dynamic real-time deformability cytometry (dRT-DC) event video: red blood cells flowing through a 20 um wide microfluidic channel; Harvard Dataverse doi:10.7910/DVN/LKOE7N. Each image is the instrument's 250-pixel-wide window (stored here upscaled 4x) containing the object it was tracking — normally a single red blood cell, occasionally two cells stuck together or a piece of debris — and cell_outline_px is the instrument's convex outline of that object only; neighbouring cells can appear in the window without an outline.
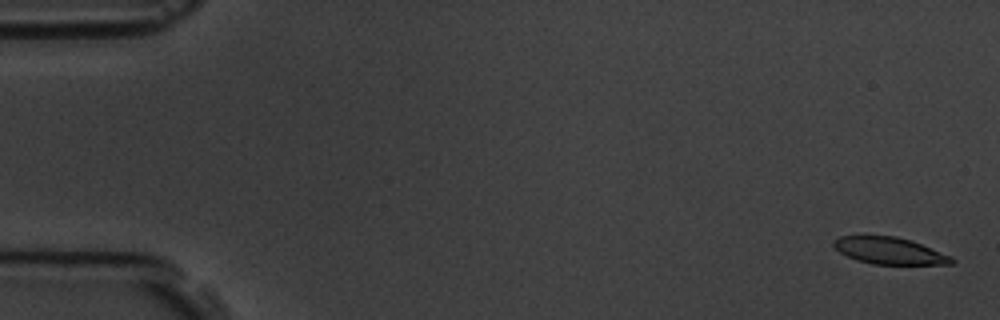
{"species": "common noctule bat (a hibernating species)", "species_latin": "Nyctalus noctula", "temperature_condition": "room temperature", "stored_images_in_passage": 7, "camera_frame_rate_fps": 3000, "um_per_image_px": 0.085, "animal": {"sex": "male", "body_mass_g": 19.5, "forearm_length_mm": 54.6}, "frame": {"image": 1, "passage_image": 1, "time_ms": 0.0, "image_size_px": [1000, 320], "cell_outline_px": [[956, 260], [952, 264], [872, 264], [856, 260], [840, 252], [832, 244], [832, 240], [840, 236], [896, 236], [912, 240], [952, 256]], "centroid_in_image_um": [75.62, 21.31], "position_along_channel_um": 9.4, "area_um2": 18.5}}
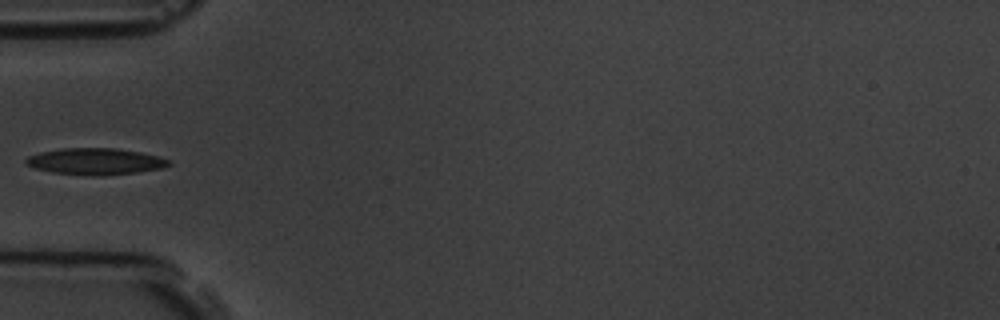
{"frame": {"image": 2, "passage_image": 6, "time_ms": 5.667, "image_size_px": [1000, 320], "cell_outline_px": [[172, 164], [160, 168], [136, 172], [100, 176], [92, 176], [52, 172], [36, 168], [28, 164], [24, 160], [28, 156], [40, 152], [60, 148], [116, 148], [140, 152], [160, 156], [168, 160]], "centroid_in_image_um": [8.11, 13.71], "position_along_channel_um": 76.9, "area_um2": 21.96}}
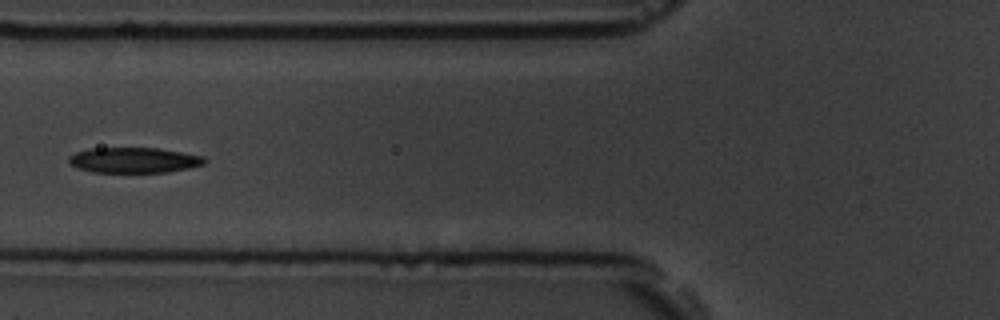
{"frame": {"image": 3, "passage_image": 7, "time_ms": 6.667, "image_size_px": [1000, 320], "cell_outline_px": [[208, 160], [204, 164], [188, 168], [168, 172], [92, 172], [80, 168], [72, 164], [68, 160], [68, 156], [76, 152], [88, 148], [156, 148], [204, 156]], "centroid_in_image_um": [11.4, 13.61], "position_along_channel_um": 114.4, "area_um2": 20.0}}